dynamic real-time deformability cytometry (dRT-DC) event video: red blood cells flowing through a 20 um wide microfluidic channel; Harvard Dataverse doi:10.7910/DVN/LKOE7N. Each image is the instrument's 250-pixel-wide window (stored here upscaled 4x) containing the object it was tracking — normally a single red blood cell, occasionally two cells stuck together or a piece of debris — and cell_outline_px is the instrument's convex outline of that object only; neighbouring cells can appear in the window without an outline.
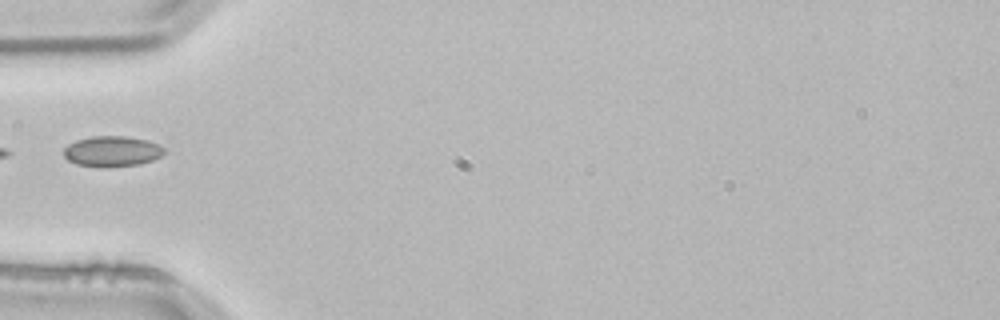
{"species": "common noctule bat (a hibernating species)", "species_latin": "Nyctalus noctula", "temperature_condition": "room temperature", "stored_images_in_passage": 4, "camera_frame_rate_fps": 3000, "um_per_image_px": 0.085, "animal": {"sex": "male", "body_mass_g": 21.5, "forearm_length_mm": 52.0}, "frame": {"image": 1, "passage_image": 4, "time_ms": 1.0, "image_size_px": [1000, 320], "cell_outline_px": [[164, 152], [160, 156], [152, 160], [140, 164], [108, 168], [100, 168], [76, 164], [68, 160], [64, 156], [64, 148], [68, 144], [76, 140], [92, 136], [124, 136], [148, 140], [164, 148]], "centroid_in_image_um": [9.49, 12.88], "position_along_channel_um": 75.5, "area_um2": 18.03}}